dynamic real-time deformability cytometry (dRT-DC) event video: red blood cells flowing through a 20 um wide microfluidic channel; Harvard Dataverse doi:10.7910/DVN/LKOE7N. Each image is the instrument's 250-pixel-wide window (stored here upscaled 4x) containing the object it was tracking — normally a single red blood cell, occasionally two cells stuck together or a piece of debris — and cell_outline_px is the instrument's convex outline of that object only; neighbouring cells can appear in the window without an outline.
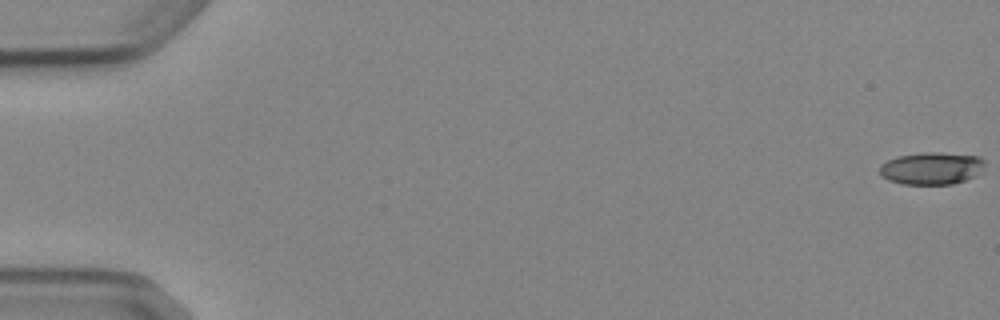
{"species": "Egyptian fruit bat (a non-hibernating species)", "species_latin": "Rousettus aegyptiacus", "temperature_condition": "cold", "stored_images_in_passage": 5, "camera_frame_rate_fps": 3000, "um_per_image_px": 0.085, "animal": {"sex": "female"}, "frame": {"image": 1, "passage_image": 1, "time_ms": 0.0, "image_size_px": [1000, 320], "cell_outline_px": [[984, 172], [976, 176], [952, 184], [904, 184], [888, 180], [880, 176], [880, 164], [888, 160], [900, 156], [924, 152], [932, 152], [980, 156], [984, 160]], "centroid_in_image_um": [79.21, 14.31], "position_along_channel_um": 5.8, "area_um2": 19.88}}
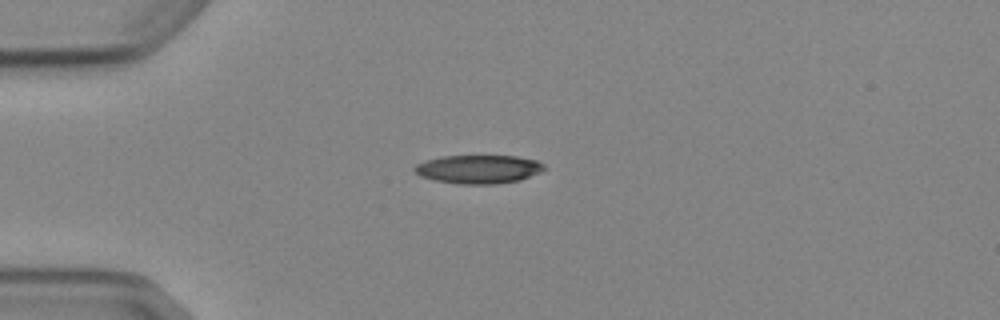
{"frame": {"image": 2, "passage_image": 5, "time_ms": 4.667, "image_size_px": [1000, 320], "cell_outline_px": [[548, 168], [540, 172], [520, 180], [496, 184], [456, 184], [432, 180], [420, 176], [412, 168], [416, 164], [424, 160], [440, 156], [516, 156], [536, 160], [544, 164]], "centroid_in_image_um": [40.65, 14.38], "position_along_channel_um": 44.3, "area_um2": 21.85}}